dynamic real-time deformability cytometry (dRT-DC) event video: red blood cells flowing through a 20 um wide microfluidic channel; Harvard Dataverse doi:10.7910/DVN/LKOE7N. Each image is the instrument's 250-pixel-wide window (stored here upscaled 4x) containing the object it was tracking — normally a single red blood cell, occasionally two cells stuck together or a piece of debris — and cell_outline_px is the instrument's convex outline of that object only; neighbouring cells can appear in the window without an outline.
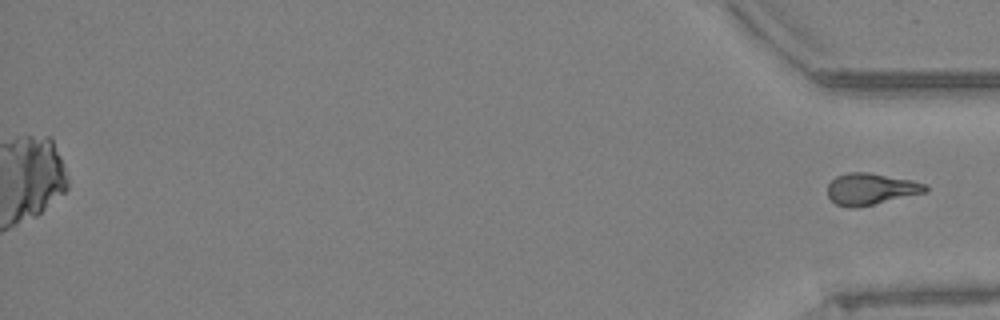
{"species": "Egyptian fruit bat (a non-hibernating species)", "species_latin": "Rousettus aegyptiacus", "temperature_condition": "warm", "stored_images_in_passage": 46, "camera_frame_rate_fps": 3000, "um_per_image_px": 0.085, "animal": {"sex": "female"}, "frame": {"image": 1, "passage_image": 46, "time_ms": 15.0, "image_size_px": [1000, 320], "cell_outline_px": [[928, 192], [856, 208], [848, 208], [836, 204], [828, 196], [828, 184], [836, 176], [848, 172], [868, 172], [912, 180], [924, 184], [928, 188]], "centroid_in_image_um": [74.01, 16.07], "position_along_channel_um": 361.2, "area_um2": 18.03}}